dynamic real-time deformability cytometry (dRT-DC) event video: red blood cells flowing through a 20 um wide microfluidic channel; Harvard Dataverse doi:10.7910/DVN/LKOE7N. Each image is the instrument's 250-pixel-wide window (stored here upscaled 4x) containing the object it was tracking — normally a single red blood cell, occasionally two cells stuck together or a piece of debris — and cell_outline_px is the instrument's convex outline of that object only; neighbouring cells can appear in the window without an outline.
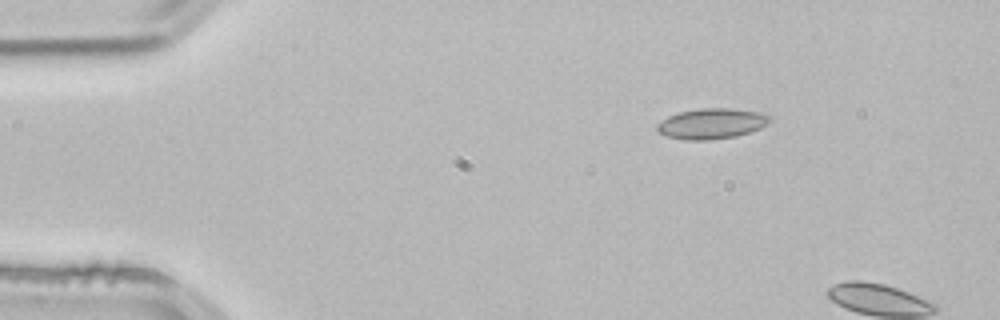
{"species": "common noctule bat (a hibernating species)", "species_latin": "Nyctalus noctula", "temperature_condition": "room temperature", "stored_images_in_passage": 2, "camera_frame_rate_fps": 3000, "um_per_image_px": 0.085, "animal": {"sex": "male", "body_mass_g": 21.5, "forearm_length_mm": 52.0}, "frame": {"image": 1, "passage_image": 1, "time_ms": 0.0, "image_size_px": [1000, 320], "cell_outline_px": [[772, 120], [768, 124], [760, 128], [736, 136], [708, 140], [684, 140], [668, 136], [660, 132], [656, 128], [656, 124], [668, 116], [680, 112], [700, 108], [728, 108], [760, 112], [772, 116]], "centroid_in_image_um": [60.51, 10.5], "position_along_channel_um": 24.5, "area_um2": 20.0}}